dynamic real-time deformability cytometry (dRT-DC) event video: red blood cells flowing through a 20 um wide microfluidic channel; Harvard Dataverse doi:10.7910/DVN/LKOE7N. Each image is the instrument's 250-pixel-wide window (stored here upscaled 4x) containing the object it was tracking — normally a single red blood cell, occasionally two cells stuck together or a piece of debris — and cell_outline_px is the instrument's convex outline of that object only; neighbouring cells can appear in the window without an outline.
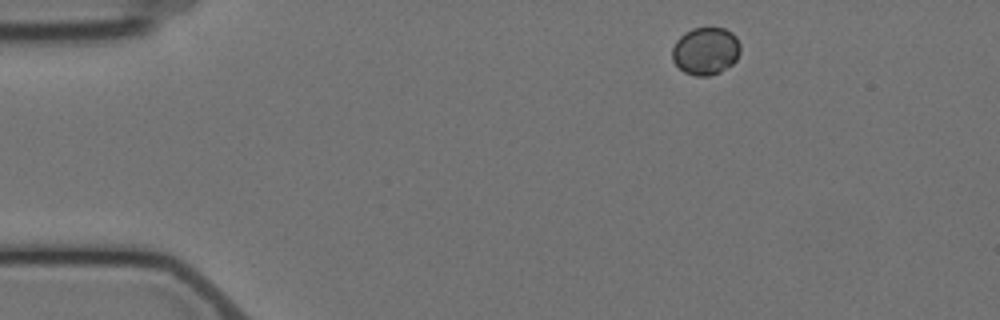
{"species": "Egyptian fruit bat (a non-hibernating species)", "species_latin": "Rousettus aegyptiacus", "temperature_condition": "cold", "stored_images_in_passage": 3, "camera_frame_rate_fps": 3000, "um_per_image_px": 0.085, "animal": {"sex": "female"}, "frame": {"image": 1, "passage_image": 1, "time_ms": 0.0, "image_size_px": [1000, 320], "cell_outline_px": [[740, 52], [736, 60], [732, 64], [720, 72], [708, 76], [696, 76], [684, 72], [672, 60], [672, 48], [676, 40], [684, 32], [692, 28], [724, 28], [732, 32], [736, 36], [740, 44]], "centroid_in_image_um": [59.98, 4.33], "position_along_channel_um": 25.0, "area_um2": 19.02}}